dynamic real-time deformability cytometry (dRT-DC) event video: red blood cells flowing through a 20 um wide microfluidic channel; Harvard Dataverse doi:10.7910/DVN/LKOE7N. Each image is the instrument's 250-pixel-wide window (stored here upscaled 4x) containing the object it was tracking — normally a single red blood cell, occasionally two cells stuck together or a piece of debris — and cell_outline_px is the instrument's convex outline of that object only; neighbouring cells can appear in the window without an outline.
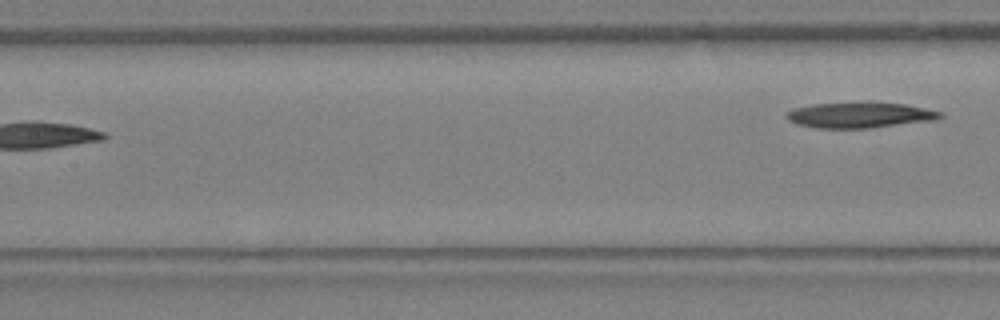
{"species": "Egyptian fruit bat (a non-hibernating species)", "species_latin": "Rousettus aegyptiacus", "temperature_condition": "warm", "stored_images_in_passage": 11, "segment_of_instrument_passage": [2, 2], "camera_frame_rate_fps": 3000, "um_per_image_px": 0.085, "animal": {"sex": "female"}, "frame": {"image": 1, "passage_image": 11, "time_ms": 3.333, "image_size_px": [1000, 320], "cell_outline_px": [[944, 116], [936, 120], [872, 128], [816, 128], [796, 124], [788, 120], [784, 116], [792, 108], [812, 104], [868, 100], [872, 100], [904, 104], [924, 108], [940, 112]], "centroid_in_image_um": [73.06, 9.75], "position_along_channel_um": 134.3, "area_um2": 23.76}}